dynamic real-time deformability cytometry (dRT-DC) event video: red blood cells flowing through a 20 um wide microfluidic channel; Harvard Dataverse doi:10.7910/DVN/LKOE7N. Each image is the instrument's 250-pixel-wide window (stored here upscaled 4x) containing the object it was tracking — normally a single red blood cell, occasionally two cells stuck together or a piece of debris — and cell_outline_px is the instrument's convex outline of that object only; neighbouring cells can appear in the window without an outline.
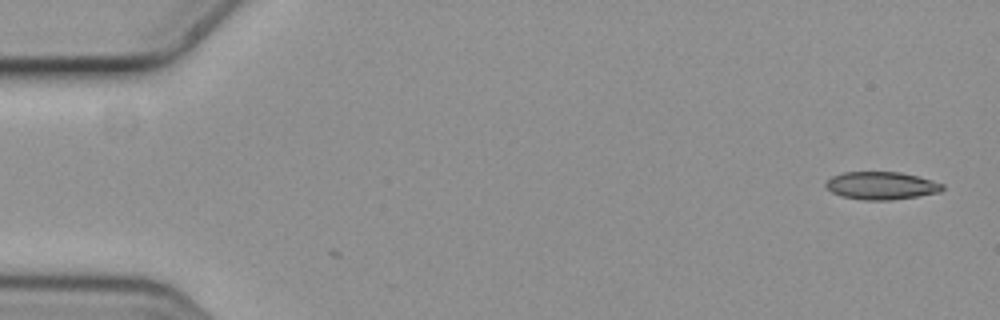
{"species": "common noctule bat (a hibernating species)", "species_latin": "Nyctalus noctula", "temperature_condition": "cold", "stored_images_in_passage": 6, "segment_of_instrument_passage": [1, 2], "camera_frame_rate_fps": 3000, "um_per_image_px": 0.085, "animal": {"sex": "female", "body_mass_g": 19.3, "forearm_length_mm": 54.1}, "frame": {"image": 1, "passage_image": 1, "time_ms": 0.0, "image_size_px": [1000, 320], "cell_outline_px": [[944, 188], [940, 192], [892, 200], [864, 200], [840, 196], [832, 192], [824, 184], [832, 176], [844, 172], [900, 172], [916, 176], [944, 184]], "centroid_in_image_um": [74.9, 15.78], "position_along_channel_um": 10.1, "area_um2": 18.73}}
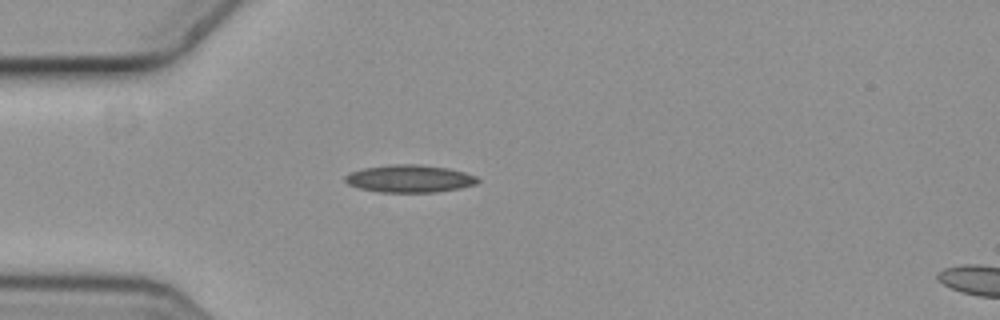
{"frame": {"image": 2, "passage_image": 5, "time_ms": 1.333, "image_size_px": [1000, 320], "cell_outline_px": [[480, 180], [476, 184], [460, 188], [436, 192], [380, 192], [360, 188], [348, 184], [344, 180], [344, 176], [348, 172], [364, 168], [388, 164], [420, 164], [448, 168], [464, 172], [476, 176]], "centroid_in_image_um": [34.8, 15.18], "position_along_channel_um": 50.2, "area_um2": 21.39}}